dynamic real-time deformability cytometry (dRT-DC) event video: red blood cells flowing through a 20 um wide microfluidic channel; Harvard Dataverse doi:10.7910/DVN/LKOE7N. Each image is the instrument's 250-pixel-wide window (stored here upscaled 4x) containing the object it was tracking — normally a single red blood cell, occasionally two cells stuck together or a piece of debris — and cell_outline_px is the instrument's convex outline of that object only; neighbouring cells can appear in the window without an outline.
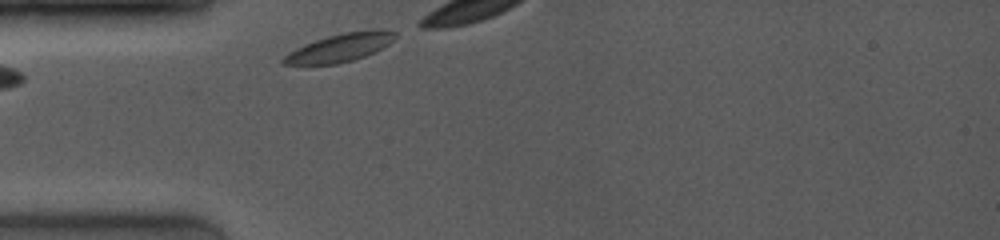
{"species": "common noctule bat (a hibernating species)", "species_latin": "Nyctalus noctula", "temperature_condition": "room temperature", "stored_images_in_passage": 13, "camera_frame_rate_fps": 4000, "um_per_image_px": 0.085, "animal": {"sex": "female", "body_mass_g": 19.0, "forearm_length_mm": 53.3}, "frame": {"image": 1, "passage_image": 1, "time_ms": 0.0, "image_size_px": [1000, 240], "cell_outline_px": [[396, 36], [388, 44], [376, 52], [352, 60], [336, 64], [280, 64], [280, 60], [288, 52], [304, 44], [328, 36], [344, 32], [372, 28], [384, 28], [396, 32]], "centroid_in_image_um": [28.93, 4.02], "position_along_channel_um": 56.1, "area_um2": 18.5}}